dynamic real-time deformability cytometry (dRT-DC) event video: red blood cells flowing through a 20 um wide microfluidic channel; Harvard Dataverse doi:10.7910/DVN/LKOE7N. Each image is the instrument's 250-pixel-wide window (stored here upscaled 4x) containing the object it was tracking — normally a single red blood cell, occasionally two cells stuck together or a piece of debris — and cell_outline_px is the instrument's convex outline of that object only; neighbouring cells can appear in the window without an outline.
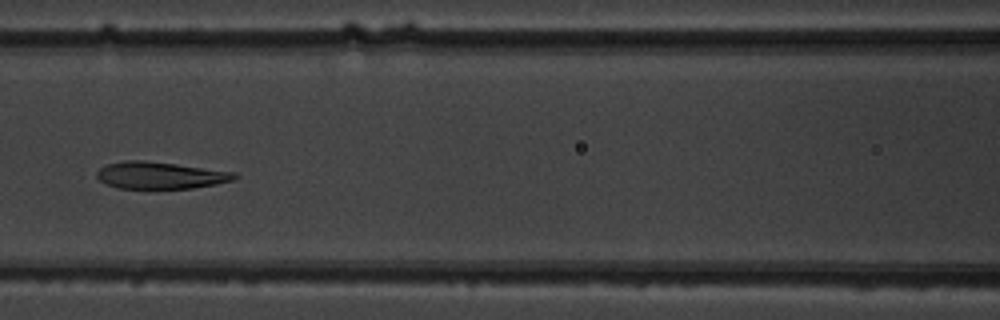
{"species": "common noctule bat (a hibernating species)", "species_latin": "Nyctalus noctula", "temperature_condition": "warm", "stored_images_in_passage": 10, "camera_frame_rate_fps": 3000, "um_per_image_px": 0.085, "animal": {"sex": "male", "body_mass_g": 19.5, "forearm_length_mm": 54.6}, "frame": {"image": 1, "passage_image": 7, "time_ms": 7.0, "image_size_px": [1000, 320], "cell_outline_px": [[240, 176], [236, 180], [216, 184], [192, 188], [120, 188], [108, 184], [100, 180], [96, 176], [96, 172], [100, 168], [108, 164], [124, 160], [144, 160], [176, 164], [236, 172]], "centroid_in_image_um": [13.67, 14.89], "position_along_channel_um": 152.9, "area_um2": 21.62}}
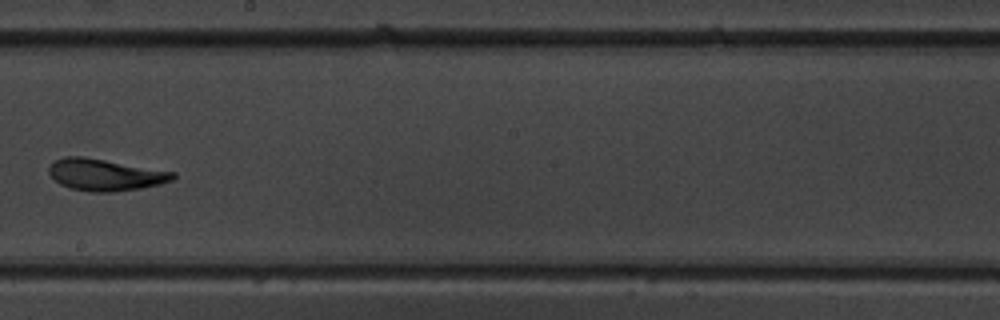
{"frame": {"image": 2, "passage_image": 9, "time_ms": 9.333, "image_size_px": [1000, 320], "cell_outline_px": [[176, 176], [172, 180], [160, 184], [140, 188], [112, 192], [92, 192], [72, 188], [60, 184], [48, 172], [48, 168], [52, 160], [64, 156], [80, 156], [176, 172]], "centroid_in_image_um": [8.92, 14.85], "position_along_channel_um": 239.3, "area_um2": 22.77}}
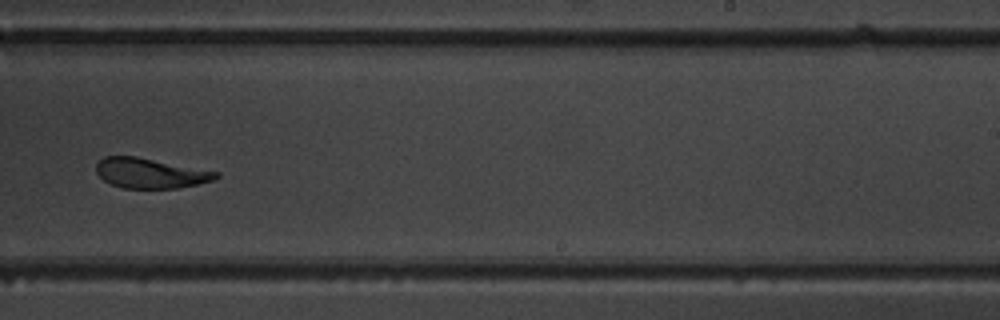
{"frame": {"image": 3, "passage_image": 10, "time_ms": 10.333, "image_size_px": [1000, 320], "cell_outline_px": [[220, 176], [212, 180], [196, 184], [176, 188], [124, 188], [112, 184], [104, 180], [96, 172], [96, 164], [104, 156], [136, 156], [220, 172]], "centroid_in_image_um": [12.77, 14.71], "position_along_channel_um": 276.2, "area_um2": 20.81}}